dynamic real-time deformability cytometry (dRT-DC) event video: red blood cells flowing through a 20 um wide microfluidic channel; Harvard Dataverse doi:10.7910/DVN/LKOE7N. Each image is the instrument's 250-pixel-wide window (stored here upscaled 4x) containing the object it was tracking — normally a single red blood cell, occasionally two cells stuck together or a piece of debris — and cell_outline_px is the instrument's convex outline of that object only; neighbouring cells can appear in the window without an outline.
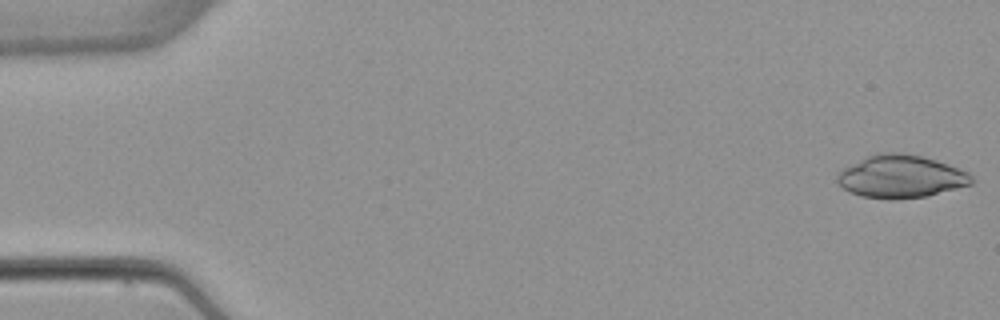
{"species": "common noctule bat (a hibernating species)", "species_latin": "Nyctalus noctula", "temperature_condition": "warm", "stored_images_in_passage": 7, "camera_frame_rate_fps": 3000, "um_per_image_px": 0.085, "animal": {"sex": "female", "body_mass_g": 22.7, "forearm_length_mm": 54.2}, "frame": {"image": 1, "passage_image": 1, "time_ms": 0.0, "image_size_px": [1000, 320], "cell_outline_px": [[972, 184], [928, 196], [892, 200], [888, 200], [860, 196], [844, 188], [836, 180], [836, 172], [876, 152], [900, 152], [920, 156], [936, 160], [968, 172], [972, 176]], "centroid_in_image_um": [76.56, 15.01], "position_along_channel_um": 8.4, "area_um2": 33.47}}